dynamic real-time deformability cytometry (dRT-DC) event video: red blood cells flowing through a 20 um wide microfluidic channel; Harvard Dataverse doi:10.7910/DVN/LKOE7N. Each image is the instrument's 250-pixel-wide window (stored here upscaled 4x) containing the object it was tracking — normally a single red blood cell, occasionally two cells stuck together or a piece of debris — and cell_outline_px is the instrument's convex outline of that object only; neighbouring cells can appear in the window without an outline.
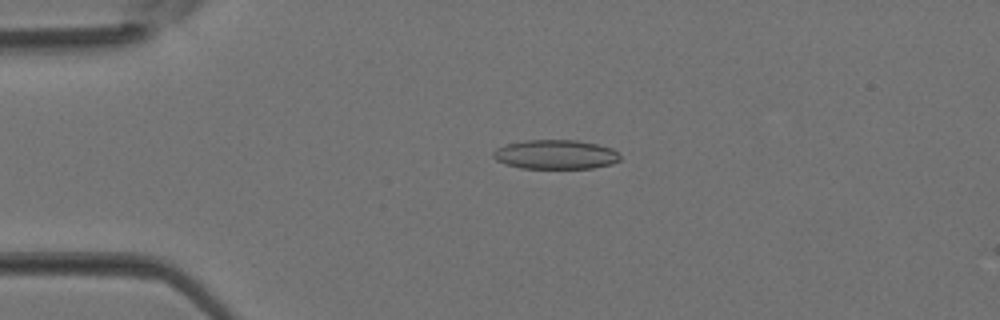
{"species": "Egyptian fruit bat (a non-hibernating species)", "species_latin": "Rousettus aegyptiacus", "temperature_condition": "room temperature", "stored_images_in_passage": 33, "camera_frame_rate_fps": 3000, "um_per_image_px": 0.085, "animal": {"sex": "female"}, "frame": {"image": 1, "passage_image": 4, "time_ms": 1.0, "image_size_px": [1000, 320], "cell_outline_px": [[620, 160], [612, 164], [592, 168], [520, 168], [496, 160], [492, 156], [492, 152], [496, 148], [508, 144], [524, 140], [576, 140], [596, 144], [612, 148], [620, 156]], "centroid_in_image_um": [47.22, 13.13], "position_along_channel_um": 37.8, "area_um2": 21.56}}
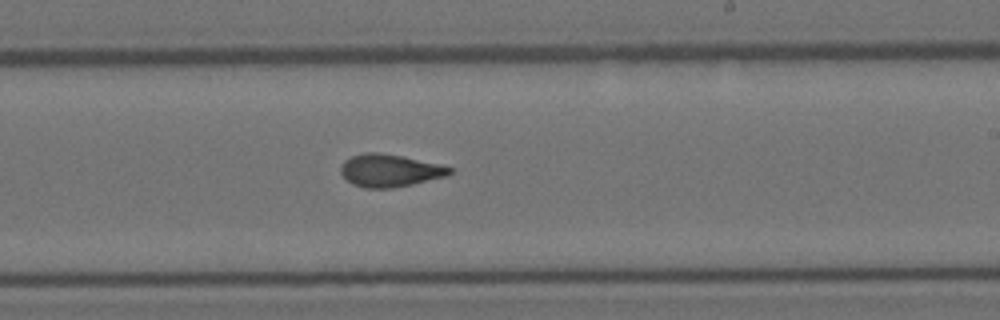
{"frame": {"image": 2, "passage_image": 18, "time_ms": 5.667, "image_size_px": [1000, 320], "cell_outline_px": [[452, 172], [448, 176], [412, 184], [392, 188], [364, 188], [352, 184], [340, 172], [340, 168], [344, 160], [352, 156], [368, 152], [380, 152], [440, 164], [452, 168]], "centroid_in_image_um": [33.13, 14.5], "position_along_channel_um": 255.9, "area_um2": 20.58}}
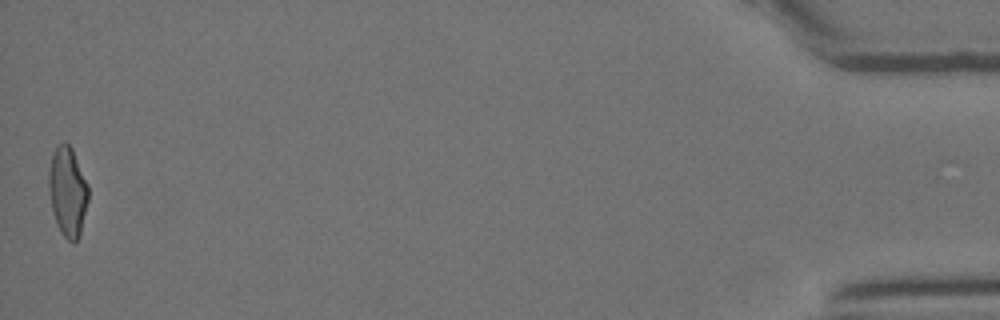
{"frame": {"image": 3, "passage_image": 33, "time_ms": 10.667, "image_size_px": [1000, 320], "cell_outline_px": [[88, 200], [80, 236], [72, 244], [60, 232], [56, 224], [52, 212], [48, 188], [48, 172], [52, 156], [56, 148], [60, 144], [68, 144], [72, 148], [88, 184]], "centroid_in_image_um": [5.74, 16.34], "position_along_channel_um": 429.5, "area_um2": 20.69}}